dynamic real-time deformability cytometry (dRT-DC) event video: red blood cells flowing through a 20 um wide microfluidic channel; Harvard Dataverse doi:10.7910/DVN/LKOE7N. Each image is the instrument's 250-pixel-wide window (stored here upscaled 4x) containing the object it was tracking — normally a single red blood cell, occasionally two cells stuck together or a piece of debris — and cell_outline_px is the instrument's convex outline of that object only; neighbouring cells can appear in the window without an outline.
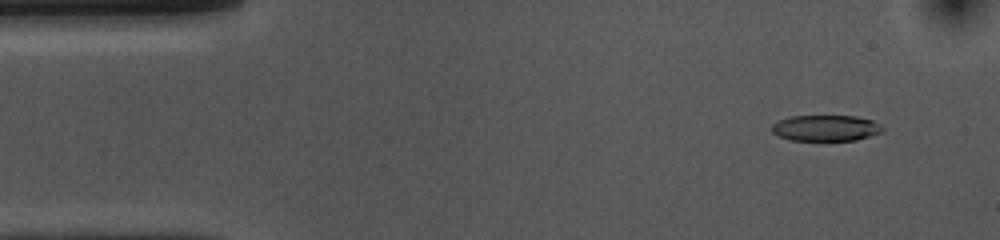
{"species": "common noctule bat (a hibernating species)", "species_latin": "Nyctalus noctula", "temperature_condition": "cold", "stored_images_in_passage": 52, "camera_frame_rate_fps": 3000, "um_per_image_px": 0.085, "animal": {"sex": "female", "body_mass_g": 10.0, "forearm_length_mm": 53.1}, "frame": {"image": 1, "passage_image": 4, "time_ms": 1.0, "image_size_px": [1000, 240], "cell_outline_px": [[884, 132], [856, 140], [788, 140], [772, 132], [772, 124], [780, 120], [792, 116], [856, 116], [872, 120], [880, 124], [884, 128]], "centroid_in_image_um": [70.23, 10.88], "position_along_channel_um": 14.8, "area_um2": 16.76}}
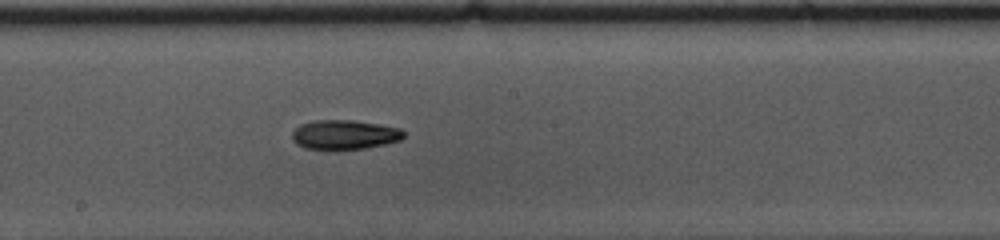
{"frame": {"image": 2, "passage_image": 27, "time_ms": 8.667, "image_size_px": [1000, 240], "cell_outline_px": [[404, 136], [400, 140], [384, 144], [364, 148], [340, 152], [304, 148], [296, 144], [292, 140], [292, 132], [300, 124], [316, 120], [352, 120], [380, 124], [400, 128], [404, 132]], "centroid_in_image_um": [29.24, 11.48], "position_along_channel_um": 219.0, "area_um2": 19.71}}
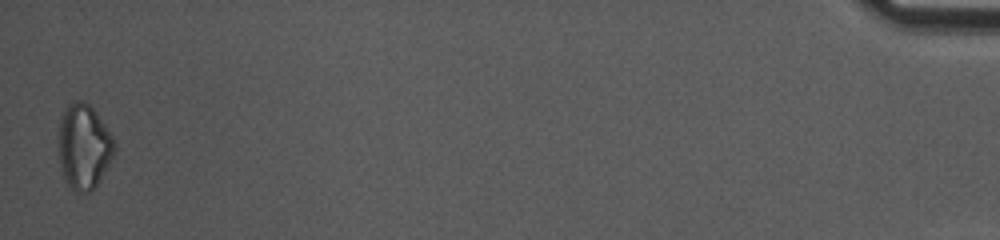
{"frame": {"image": 3, "passage_image": 52, "time_ms": 17.0, "image_size_px": [1000, 240], "cell_outline_px": [[116, 148], [100, 180], [88, 192], [76, 192], [64, 180], [60, 168], [60, 116], [64, 108], [68, 104], [80, 100], [84, 100], [96, 112], [112, 136], [116, 144]], "centroid_in_image_um": [7.12, 12.44], "position_along_channel_um": 428.1, "area_um2": 27.28}, "authors_computed_cell_mechanics": {"area_um2": 19.1029, "velocity_mm_per_s": 3.7212, "shape_relaxation_time_tau1_ms": 4.6188, "shape_relaxation_time_tau2_ms": null, "deformation_change_tau1": 0.1362, "deformation_change_tau2": null}}